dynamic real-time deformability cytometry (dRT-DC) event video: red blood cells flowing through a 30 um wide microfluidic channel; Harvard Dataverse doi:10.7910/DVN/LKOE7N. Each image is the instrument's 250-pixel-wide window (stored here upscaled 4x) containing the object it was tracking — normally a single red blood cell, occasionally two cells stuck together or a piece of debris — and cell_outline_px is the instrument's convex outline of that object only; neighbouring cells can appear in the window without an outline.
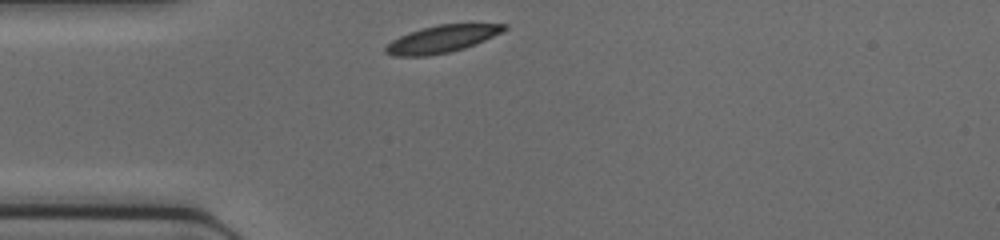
{"species": "common noctule bat (a hibernating species)", "species_latin": "Nyctalus noctula", "temperature_condition": "cold", "stored_images_in_passage": 27, "camera_frame_rate_fps": 3000, "um_per_image_px": 0.085, "animal": {"sex": "female", "body_mass_g": 17.0, "forearm_length_mm": 48.0}, "frame": {"image": 1, "passage_image": 1, "time_ms": 0.0, "image_size_px": [1000, 240], "cell_outline_px": [[508, 28], [504, 32], [476, 44], [452, 52], [428, 56], [392, 56], [384, 52], [384, 48], [392, 40], [408, 32], [440, 24], [508, 24]], "centroid_in_image_um": [37.58, 3.32], "position_along_channel_um": 47.4, "area_um2": 18.96}}
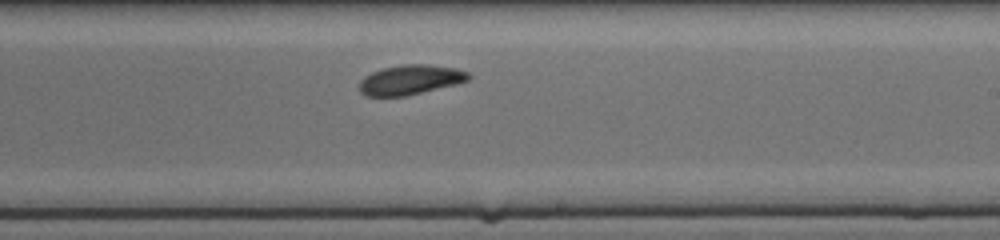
{"frame": {"image": 2, "passage_image": 16, "time_ms": 5.0, "image_size_px": [1000, 240], "cell_outline_px": [[472, 76], [468, 80], [456, 84], [404, 96], [364, 96], [360, 92], [360, 80], [364, 76], [380, 68], [404, 64], [428, 64], [456, 68], [468, 72]], "centroid_in_image_um": [34.86, 6.77], "position_along_channel_um": 254.1, "area_um2": 18.96}}
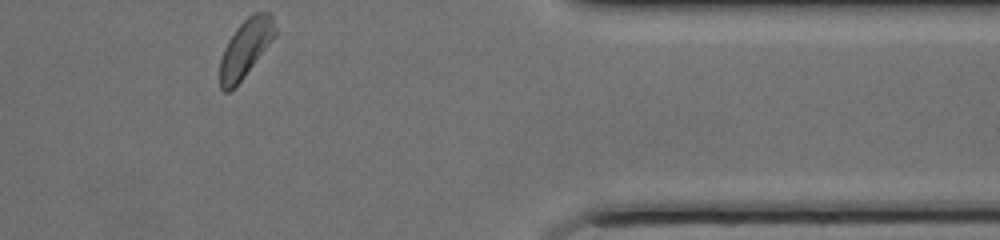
{"frame": {"image": 3, "passage_image": 27, "time_ms": 8.667, "image_size_px": [1000, 240], "cell_outline_px": [[276, 36], [244, 76], [228, 92], [224, 92], [220, 88], [220, 60], [224, 48], [228, 40], [236, 28], [252, 12], [268, 12], [272, 16], [276, 28]], "centroid_in_image_um": [20.88, 4.07], "position_along_channel_um": 390.5, "area_um2": 18.38}}